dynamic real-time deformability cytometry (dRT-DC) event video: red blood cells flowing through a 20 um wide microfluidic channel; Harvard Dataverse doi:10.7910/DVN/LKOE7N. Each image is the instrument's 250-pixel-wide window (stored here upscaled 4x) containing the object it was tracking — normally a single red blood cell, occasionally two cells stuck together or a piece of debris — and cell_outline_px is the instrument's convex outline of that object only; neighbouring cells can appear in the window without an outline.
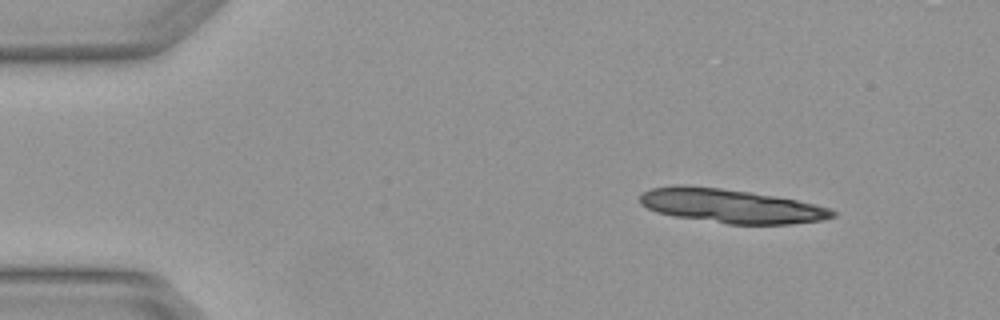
{"species": "Egyptian fruit bat (a non-hibernating species)", "species_latin": "Rousettus aegyptiacus", "temperature_condition": "warm", "stored_images_in_passage": 4, "camera_frame_rate_fps": 3000, "um_per_image_px": 0.085, "animal": {"sex": "female"}, "frame": {"image": 1, "passage_image": 1, "time_ms": 0.0, "image_size_px": [1000, 320], "cell_outline_px": [[836, 216], [824, 220], [788, 224], [728, 224], [676, 216], [656, 212], [640, 204], [640, 196], [644, 192], [652, 188], [676, 184], [684, 184], [720, 188], [752, 192], [776, 196], [816, 204], [832, 208], [836, 212]], "centroid_in_image_um": [62.16, 17.5], "position_along_channel_um": 22.8, "area_um2": 38.26}}
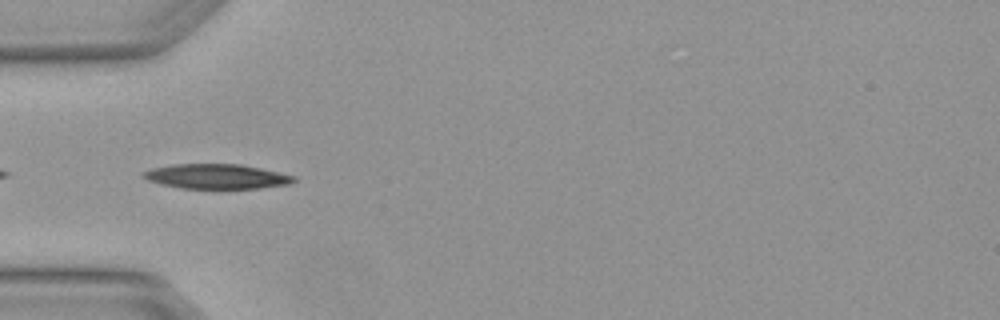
{"frame": {"image": 2, "passage_image": 3, "time_ms": 0.667, "image_size_px": [1000, 320], "cell_outline_px": [[296, 180], [288, 184], [260, 188], [180, 188], [160, 184], [148, 180], [140, 176], [140, 172], [152, 168], [172, 164], [240, 164], [260, 168], [296, 176]], "centroid_in_image_um": [18.35, 14.99], "position_along_channel_um": 66.6, "area_um2": 21.73}}
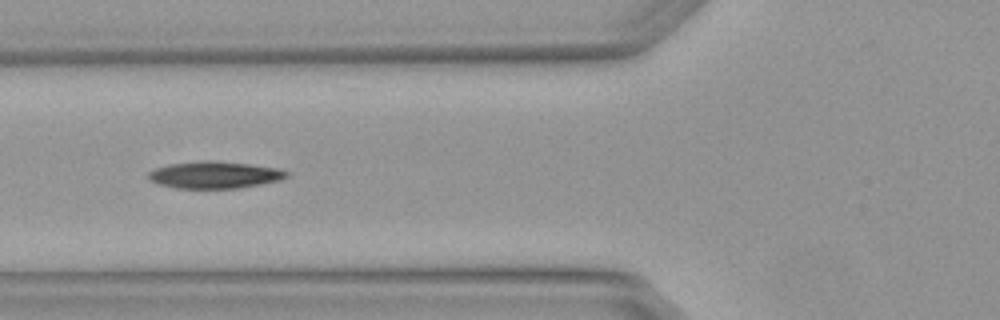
{"frame": {"image": 3, "passage_image": 4, "time_ms": 1.0, "image_size_px": [1000, 320], "cell_outline_px": [[288, 176], [280, 180], [260, 184], [236, 188], [176, 188], [160, 184], [148, 180], [148, 172], [156, 168], [172, 164], [204, 160], [216, 160], [280, 168], [288, 172]], "centroid_in_image_um": [18.25, 14.86], "position_along_channel_um": 107.5, "area_um2": 21.62}}